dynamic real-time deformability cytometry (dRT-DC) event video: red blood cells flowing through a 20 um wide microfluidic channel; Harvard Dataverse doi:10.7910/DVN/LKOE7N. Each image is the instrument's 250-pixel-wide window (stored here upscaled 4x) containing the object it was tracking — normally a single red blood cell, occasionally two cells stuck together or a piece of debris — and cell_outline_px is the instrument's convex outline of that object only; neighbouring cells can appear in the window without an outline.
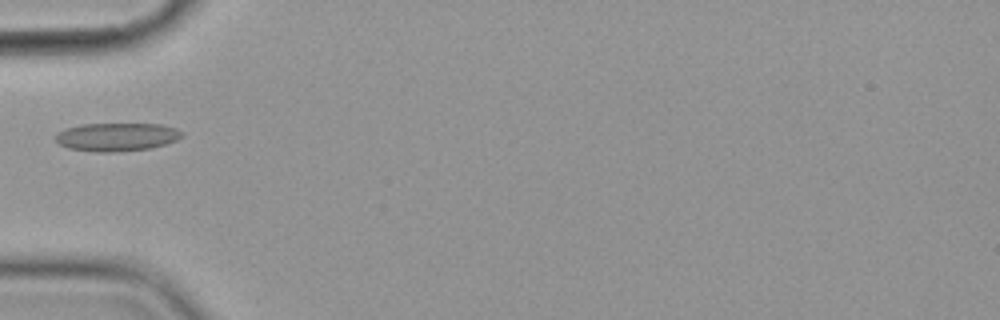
{"species": "common noctule bat (a hibernating species)", "species_latin": "Nyctalus noctula", "temperature_condition": "cold", "stored_images_in_passage": 4, "camera_frame_rate_fps": 3000, "um_per_image_px": 0.085, "animal": {"sex": "female", "body_mass_g": 19.9}, "frame": {"image": 1, "passage_image": 4, "time_ms": 3.333, "image_size_px": [1000, 320], "cell_outline_px": [[184, 136], [168, 144], [152, 148], [116, 152], [96, 152], [68, 148], [60, 144], [56, 140], [56, 132], [64, 128], [80, 124], [160, 124], [176, 128], [184, 132]], "centroid_in_image_um": [9.95, 11.64], "position_along_channel_um": 75.1, "area_um2": 21.1}}